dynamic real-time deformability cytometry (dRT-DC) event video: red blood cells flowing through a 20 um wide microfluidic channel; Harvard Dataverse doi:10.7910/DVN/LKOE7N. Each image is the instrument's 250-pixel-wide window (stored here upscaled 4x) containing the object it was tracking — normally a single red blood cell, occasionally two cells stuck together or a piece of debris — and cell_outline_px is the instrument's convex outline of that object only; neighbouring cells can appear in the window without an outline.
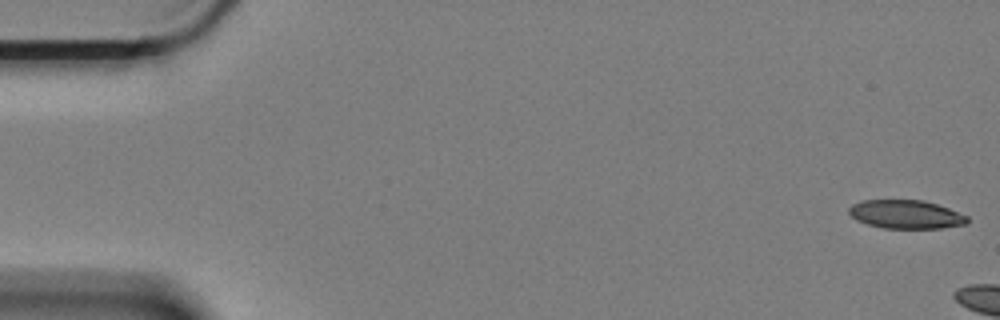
{"species": "Egyptian fruit bat (a non-hibernating species)", "species_latin": "Rousettus aegyptiacus", "temperature_condition": "cold", "stored_images_in_passage": 6, "camera_frame_rate_fps": 3000, "um_per_image_px": 0.085, "animal": {"sex": "female"}, "frame": {"image": 1, "passage_image": 1, "time_ms": 0.0, "image_size_px": [1000, 320], "cell_outline_px": [[968, 224], [940, 228], [884, 228], [868, 224], [856, 220], [848, 212], [848, 208], [852, 204], [860, 200], [924, 200], [948, 208], [968, 216]], "centroid_in_image_um": [76.99, 18.21], "position_along_channel_um": 8.0, "area_um2": 19.71}}